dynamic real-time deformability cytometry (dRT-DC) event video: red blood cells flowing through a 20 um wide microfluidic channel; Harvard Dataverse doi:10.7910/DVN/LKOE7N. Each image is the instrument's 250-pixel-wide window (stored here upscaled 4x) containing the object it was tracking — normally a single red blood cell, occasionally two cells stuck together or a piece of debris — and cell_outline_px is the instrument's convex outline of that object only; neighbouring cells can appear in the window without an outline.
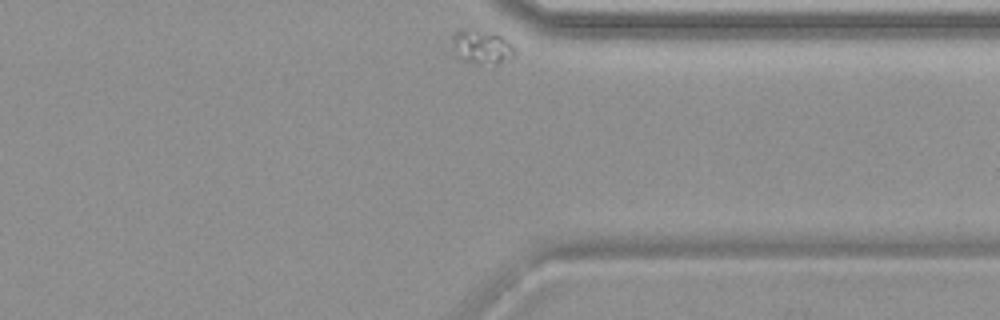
{"species": "common noctule bat (a hibernating species)", "species_latin": "Nyctalus noctula", "temperature_condition": "warm", "stored_images_in_passage": 29, "camera_frame_rate_fps": 3000, "um_per_image_px": 0.085, "animal": {"sex": "female", "body_mass_g": 19.9}, "frame": {"image": 1, "passage_image": 29, "time_ms": 9.333, "image_size_px": [1000, 320], "cell_outline_px": [[512, 56], [496, 64], [460, 60], [452, 48], [452, 32], [460, 28], [500, 36], [512, 48]], "centroid_in_image_um": [40.8, 3.98], "position_along_channel_um": 370.6, "area_um2": 11.56}}